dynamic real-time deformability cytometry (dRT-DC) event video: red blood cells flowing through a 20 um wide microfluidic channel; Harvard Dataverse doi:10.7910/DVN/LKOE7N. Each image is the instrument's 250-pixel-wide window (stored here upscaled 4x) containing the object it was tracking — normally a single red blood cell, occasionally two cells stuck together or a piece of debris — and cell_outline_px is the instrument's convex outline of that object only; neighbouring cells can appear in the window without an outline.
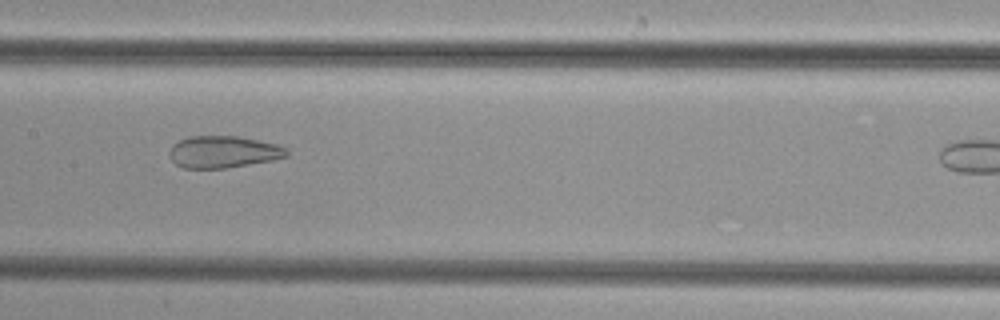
{"species": "common noctule bat (a hibernating species)", "species_latin": "Nyctalus noctula", "temperature_condition": "cold", "stored_images_in_passage": 32, "camera_frame_rate_fps": 3000, "um_per_image_px": 0.085, "animal": {"sex": "female", "body_mass_g": 29.2, "forearm_length_mm": 56.3}, "frame": {"image": 1, "passage_image": 16, "time_ms": 5.0, "image_size_px": [1000, 320], "cell_outline_px": [[288, 156], [272, 160], [224, 168], [184, 168], [176, 164], [172, 160], [168, 152], [172, 144], [188, 136], [236, 136], [276, 144], [288, 148]], "centroid_in_image_um": [18.96, 12.9], "position_along_channel_um": 188.4, "area_um2": 21.73}}
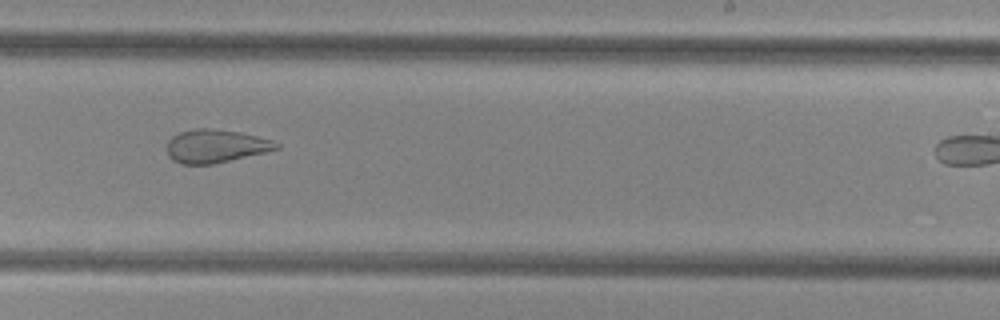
{"frame": {"image": 2, "passage_image": 22, "time_ms": 7.0, "image_size_px": [1000, 320], "cell_outline_px": [[280, 148], [264, 152], [212, 164], [180, 164], [172, 160], [168, 156], [168, 140], [172, 136], [180, 132], [196, 128], [212, 128], [240, 132], [272, 140], [280, 144]], "centroid_in_image_um": [18.3, 12.41], "position_along_channel_um": 270.7, "area_um2": 21.04}}
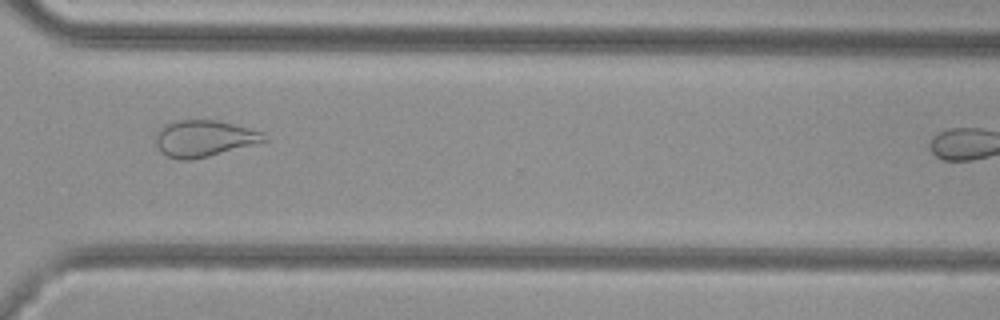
{"frame": {"image": 3, "passage_image": 28, "time_ms": 9.0, "image_size_px": [1000, 320], "cell_outline_px": [[268, 140], [208, 156], [192, 160], [180, 160], [168, 156], [160, 152], [156, 144], [156, 132], [164, 124], [172, 120], [216, 120], [264, 132], [268, 136]], "centroid_in_image_um": [17.31, 11.76], "position_along_channel_um": 353.3, "area_um2": 23.0}}